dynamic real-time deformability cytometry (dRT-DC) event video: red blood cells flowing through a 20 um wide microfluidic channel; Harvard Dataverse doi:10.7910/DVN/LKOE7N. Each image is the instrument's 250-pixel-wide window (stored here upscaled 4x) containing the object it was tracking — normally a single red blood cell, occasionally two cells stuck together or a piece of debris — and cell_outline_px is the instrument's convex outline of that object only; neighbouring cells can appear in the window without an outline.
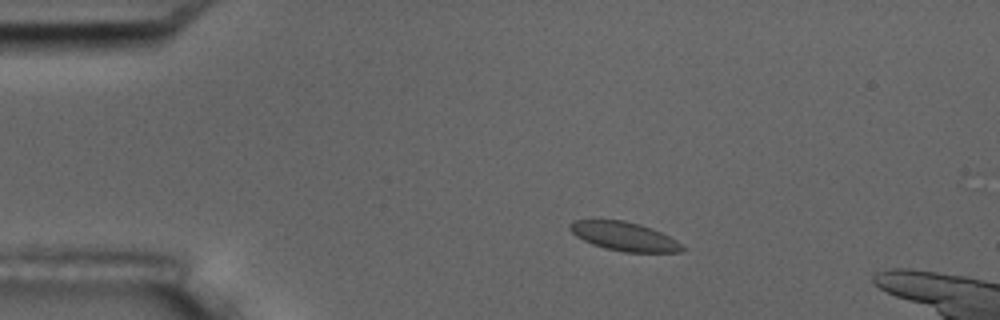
{"species": "common noctule bat (a hibernating species)", "species_latin": "Nyctalus noctula", "temperature_condition": "room temperature", "stored_images_in_passage": 5, "camera_frame_rate_fps": 3000, "um_per_image_px": 0.085, "animal": {"sex": "male", "body_mass_g": 17.5, "forearm_length_mm": 52.3}, "frame": {"image": 1, "passage_image": 3, "time_ms": 2.333, "image_size_px": [1000, 320], "cell_outline_px": [[684, 248], [680, 252], [624, 252], [604, 248], [592, 244], [576, 236], [568, 228], [568, 224], [572, 220], [624, 220], [640, 224], [652, 228], [676, 240]], "centroid_in_image_um": [53.02, 20.08], "position_along_channel_um": 32.0, "area_um2": 18.79}}